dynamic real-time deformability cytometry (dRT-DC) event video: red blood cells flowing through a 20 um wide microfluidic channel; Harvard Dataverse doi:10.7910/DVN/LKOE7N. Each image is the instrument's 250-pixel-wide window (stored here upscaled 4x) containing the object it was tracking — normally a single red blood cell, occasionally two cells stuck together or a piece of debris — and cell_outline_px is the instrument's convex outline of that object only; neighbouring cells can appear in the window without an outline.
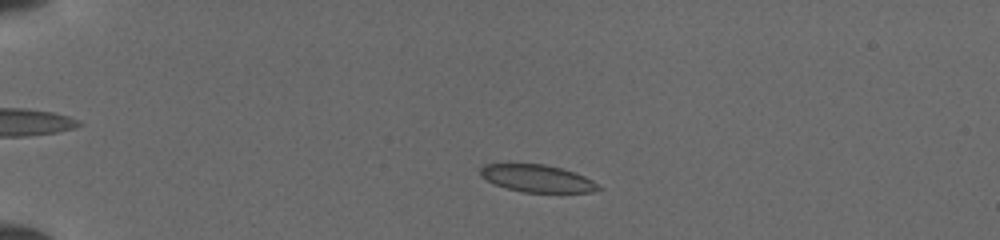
{"species": "common noctule bat (a hibernating species)", "species_latin": "Nyctalus noctula", "temperature_condition": "cold", "stored_images_in_passage": 65, "camera_frame_rate_fps": 3000, "um_per_image_px": 0.085, "animal": {"sex": "female", "body_mass_g": 19.5, "forearm_length_mm": 54.1}, "frame": {"image": 1, "passage_image": 22, "time_ms": 2.667, "image_size_px": [1000, 240], "cell_outline_px": [[604, 188], [592, 192], [524, 192], [508, 188], [496, 184], [480, 176], [480, 168], [484, 164], [544, 164], [560, 168], [584, 176], [592, 180]], "centroid_in_image_um": [45.68, 15.17], "position_along_channel_um": 39.3, "area_um2": 18.55}}
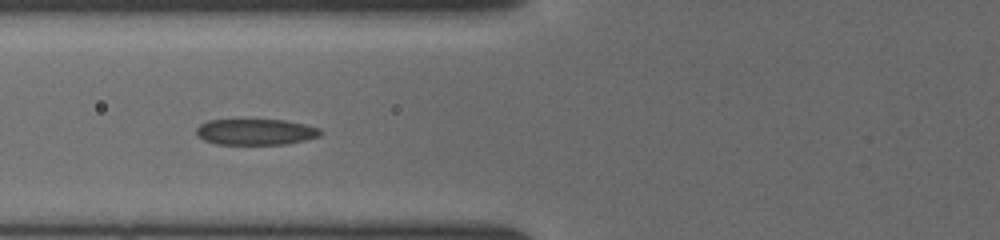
{"frame": {"image": 2, "passage_image": 47, "time_ms": 5.667, "image_size_px": [1000, 240], "cell_outline_px": [[324, 132], [320, 136], [288, 144], [216, 144], [204, 140], [196, 136], [196, 128], [200, 124], [208, 120], [284, 120], [304, 124], [320, 128]], "centroid_in_image_um": [21.73, 11.21], "position_along_channel_um": 104.1, "area_um2": 18.9}}
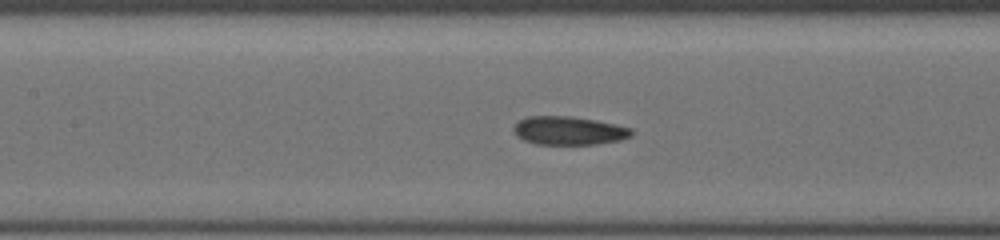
{"frame": {"image": 3, "passage_image": 59, "time_ms": 7.0, "image_size_px": [1000, 240], "cell_outline_px": [[632, 136], [620, 140], [596, 144], [536, 144], [524, 140], [516, 136], [512, 128], [524, 116], [572, 116], [596, 120], [632, 128]], "centroid_in_image_um": [48.33, 11.1], "position_along_channel_um": 159.1, "area_um2": 19.59}}